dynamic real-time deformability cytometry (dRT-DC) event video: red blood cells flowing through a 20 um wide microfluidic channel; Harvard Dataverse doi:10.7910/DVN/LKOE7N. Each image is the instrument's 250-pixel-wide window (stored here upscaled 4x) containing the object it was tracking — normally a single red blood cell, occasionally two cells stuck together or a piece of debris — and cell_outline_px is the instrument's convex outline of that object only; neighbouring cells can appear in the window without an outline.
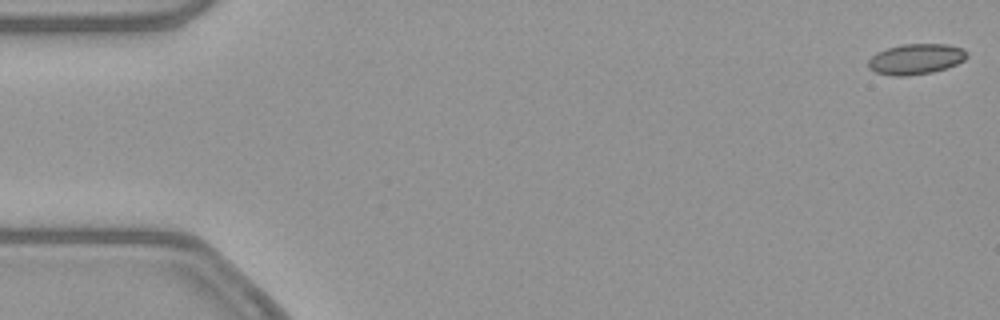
{"species": "common noctule bat (a hibernating species)", "species_latin": "Nyctalus noctula", "temperature_condition": "warm", "stored_images_in_passage": 53, "camera_frame_rate_fps": 3000, "um_per_image_px": 0.085, "animal": {"sex": "female", "body_mass_g": 21.9}, "frame": {"image": 1, "passage_image": 1, "time_ms": 0.0, "image_size_px": [1000, 320], "cell_outline_px": [[968, 56], [964, 60], [956, 64], [932, 72], [904, 76], [896, 76], [876, 72], [868, 68], [868, 60], [876, 52], [888, 48], [904, 44], [944, 44], [964, 48], [968, 52]], "centroid_in_image_um": [77.85, 5.01], "position_along_channel_um": 7.1, "area_um2": 17.46}}
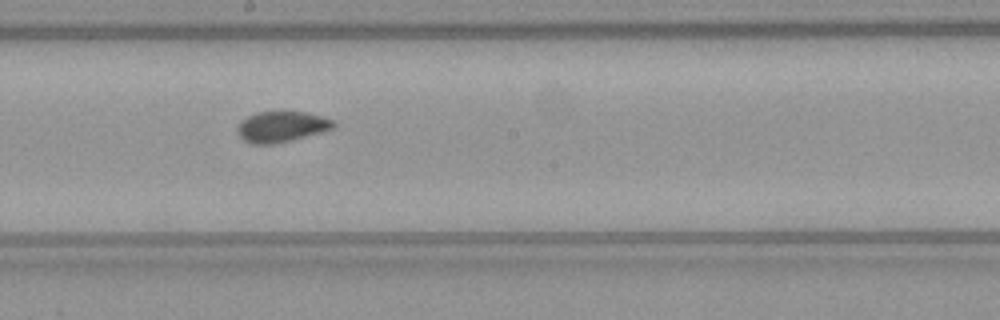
{"frame": {"image": 2, "passage_image": 29, "time_ms": 9.333, "image_size_px": [1000, 320], "cell_outline_px": [[336, 128], [272, 144], [252, 144], [244, 140], [236, 132], [236, 128], [240, 120], [256, 112], [280, 108], [304, 112], [336, 120]], "centroid_in_image_um": [23.9, 10.7], "position_along_channel_um": 224.3, "area_um2": 17.8}}
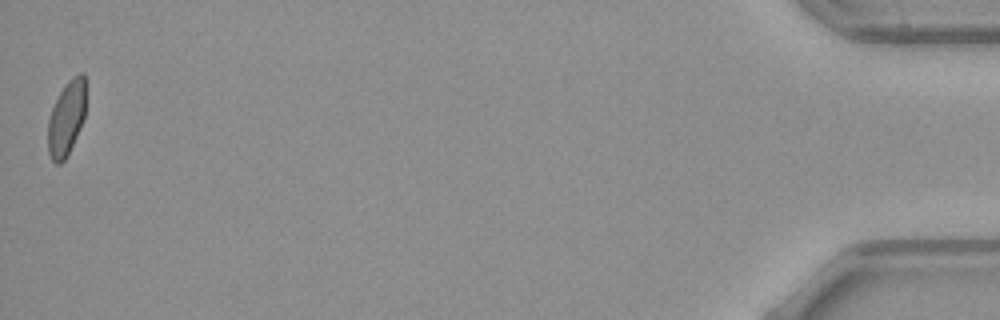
{"frame": {"image": 3, "passage_image": 53, "time_ms": 17.333, "image_size_px": [1000, 320], "cell_outline_px": [[84, 120], [68, 156], [60, 164], [56, 164], [52, 160], [48, 152], [48, 120], [52, 108], [64, 84], [72, 76], [80, 72], [84, 72]], "centroid_in_image_um": [5.64, 10.07], "position_along_channel_um": 429.6, "area_um2": 16.53}, "authors_computed_cell_mechanics": {"area_um2": 17.4556, "velocity_mm_per_s": 3.8637, "shape_relaxation_time_tau1_ms": 8.2693, "shape_relaxation_time_tau2_ms": 0.6175, "deformation_change_tau1": 0.1389, "deformation_change_tau2": 0.0338}}